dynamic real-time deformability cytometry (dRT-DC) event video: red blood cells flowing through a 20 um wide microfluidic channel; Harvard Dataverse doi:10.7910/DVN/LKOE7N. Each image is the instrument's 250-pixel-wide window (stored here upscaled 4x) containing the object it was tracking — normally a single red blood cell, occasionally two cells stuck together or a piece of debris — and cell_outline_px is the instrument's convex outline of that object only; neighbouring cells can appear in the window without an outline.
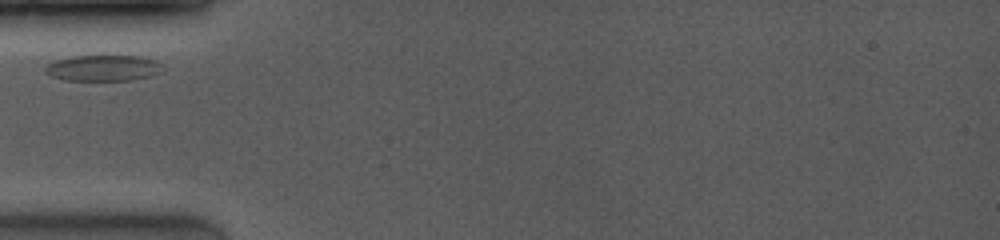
{"species": "common noctule bat (a hibernating species)", "species_latin": "Nyctalus noctula", "temperature_condition": "room temperature", "stored_images_in_passage": 32, "camera_frame_rate_fps": 4000, "um_per_image_px": 0.085, "animal": {"sex": "female", "body_mass_g": 19.0, "forearm_length_mm": 53.3}, "frame": {"image": 1, "passage_image": 1, "time_ms": 0.0, "image_size_px": [1000, 240], "cell_outline_px": [[160, 72], [148, 76], [132, 80], [64, 80], [52, 76], [44, 72], [44, 68], [48, 64], [56, 60], [72, 56], [140, 56], [156, 60], [160, 64]], "centroid_in_image_um": [8.73, 5.78], "position_along_channel_um": 76.3, "area_um2": 17.57}}
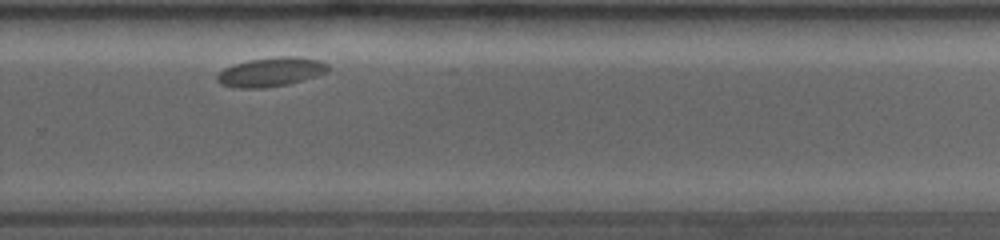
{"frame": {"image": 2, "passage_image": 21, "time_ms": 6.5, "image_size_px": [1000, 240], "cell_outline_px": [[328, 72], [316, 76], [288, 84], [264, 88], [236, 88], [220, 84], [216, 80], [216, 76], [224, 68], [248, 60], [276, 56], [300, 56], [320, 60], [328, 64]], "centroid_in_image_um": [23.03, 6.11], "position_along_channel_um": 306.8, "area_um2": 18.96}}
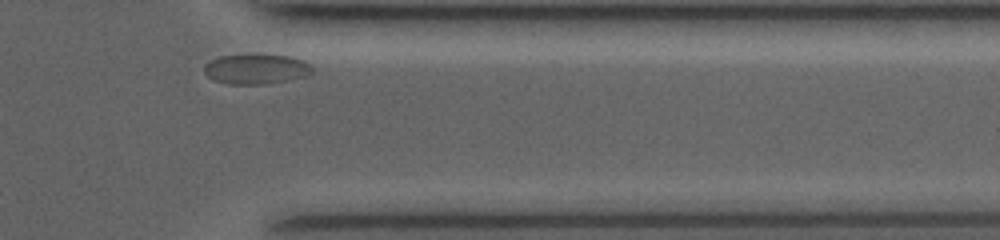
{"frame": {"image": 3, "passage_image": 30, "time_ms": 8.75, "image_size_px": [1000, 240], "cell_outline_px": [[312, 72], [308, 76], [288, 80], [264, 84], [228, 84], [212, 80], [204, 72], [204, 68], [212, 60], [220, 56], [288, 56], [304, 60], [312, 68]], "centroid_in_image_um": [21.79, 5.9], "position_along_channel_um": 389.6, "area_um2": 18.38}}